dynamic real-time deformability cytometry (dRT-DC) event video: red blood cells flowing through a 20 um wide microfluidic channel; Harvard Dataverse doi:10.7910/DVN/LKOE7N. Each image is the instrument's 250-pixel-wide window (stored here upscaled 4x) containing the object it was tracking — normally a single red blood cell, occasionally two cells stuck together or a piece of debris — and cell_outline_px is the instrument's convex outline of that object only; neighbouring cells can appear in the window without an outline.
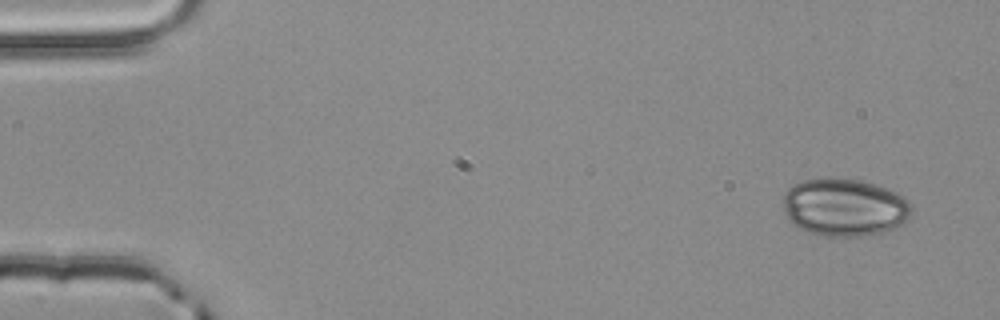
{"species": "common noctule bat (a hibernating species)", "species_latin": "Nyctalus noctula", "temperature_condition": "room temperature", "stored_images_in_passage": 4, "camera_frame_rate_fps": 3000, "um_per_image_px": 0.085, "animal": {"sex": "male", "body_mass_g": 20.4}, "frame": {"image": 1, "passage_image": 1, "time_ms": 0.0, "image_size_px": [1000, 320], "cell_outline_px": [[912, 216], [908, 220], [896, 228], [884, 232], [860, 236], [824, 236], [808, 232], [792, 224], [788, 220], [784, 212], [784, 192], [792, 184], [804, 180], [828, 176], [860, 180], [896, 192], [904, 196], [912, 204]], "centroid_in_image_um": [71.78, 17.61], "position_along_channel_um": 13.2, "area_um2": 43.87}}